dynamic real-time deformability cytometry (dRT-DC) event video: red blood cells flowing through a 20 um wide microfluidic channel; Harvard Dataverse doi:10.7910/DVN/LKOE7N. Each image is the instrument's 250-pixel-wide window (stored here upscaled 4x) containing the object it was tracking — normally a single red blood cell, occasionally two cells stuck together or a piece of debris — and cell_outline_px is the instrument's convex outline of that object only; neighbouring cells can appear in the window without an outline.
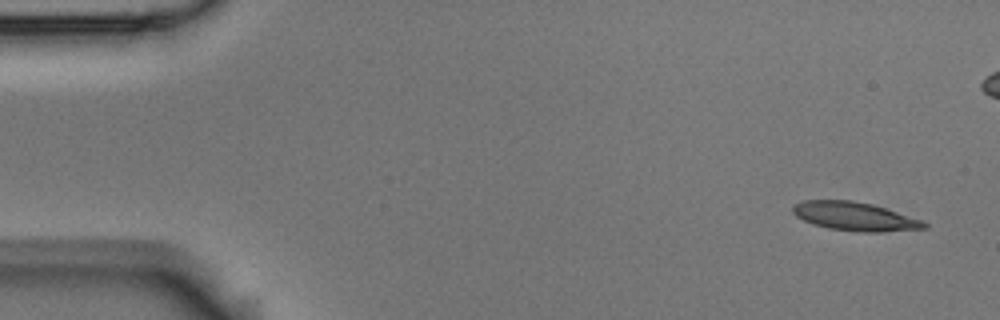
{"species": "Egyptian fruit bat (a non-hibernating species)", "species_latin": "Rousettus aegyptiacus", "temperature_condition": "room temperature", "stored_images_in_passage": 10, "camera_frame_rate_fps": 3000, "um_per_image_px": 0.085, "animal": {"sex": "male"}, "frame": {"image": 1, "passage_image": 1, "time_ms": 0.0, "image_size_px": [1000, 320], "cell_outline_px": [[928, 228], [880, 232], [856, 232], [828, 228], [812, 224], [796, 216], [792, 212], [792, 204], [804, 200], [852, 200], [872, 204], [924, 220], [928, 224]], "centroid_in_image_um": [72.66, 18.39], "position_along_channel_um": 12.3, "area_um2": 22.14}}
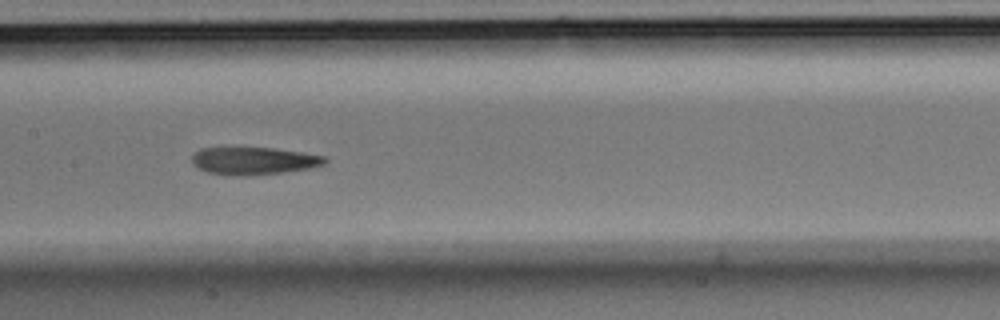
{"frame": {"image": 2, "passage_image": 7, "time_ms": 2.0, "image_size_px": [1000, 320], "cell_outline_px": [[328, 160], [324, 164], [308, 168], [280, 172], [244, 176], [224, 176], [208, 172], [192, 164], [192, 156], [200, 148], [276, 148], [304, 152], [324, 156]], "centroid_in_image_um": [21.55, 13.67], "position_along_channel_um": 185.9, "area_um2": 21.27}}
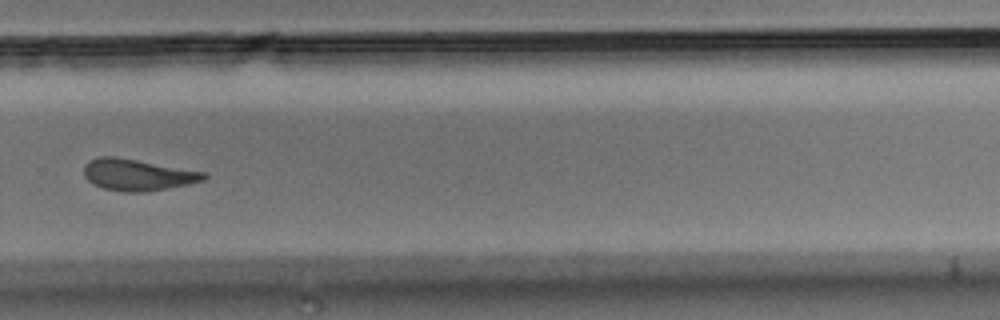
{"frame": {"image": 3, "passage_image": 10, "time_ms": 3.0, "image_size_px": [1000, 320], "cell_outline_px": [[208, 176], [204, 180], [188, 184], [144, 192], [124, 192], [104, 188], [92, 184], [84, 176], [84, 164], [88, 160], [100, 156], [116, 156], [208, 172]], "centroid_in_image_um": [11.69, 14.84], "position_along_channel_um": 318.1, "area_um2": 22.25}}